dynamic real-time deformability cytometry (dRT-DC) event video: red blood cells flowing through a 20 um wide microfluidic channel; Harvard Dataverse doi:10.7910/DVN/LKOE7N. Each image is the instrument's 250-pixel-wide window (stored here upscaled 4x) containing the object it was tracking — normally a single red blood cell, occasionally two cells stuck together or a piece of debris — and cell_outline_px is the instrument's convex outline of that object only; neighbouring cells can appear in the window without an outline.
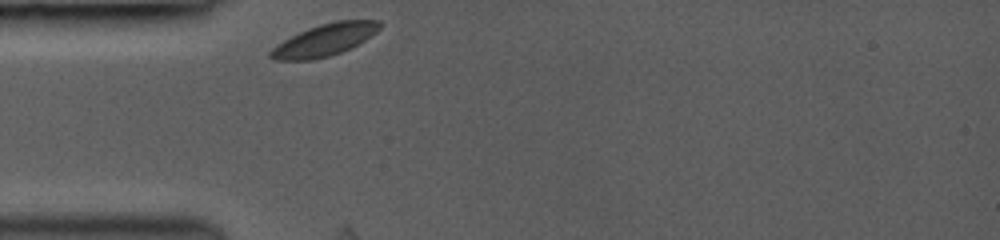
{"species": "common noctule bat (a hibernating species)", "species_latin": "Nyctalus noctula", "temperature_condition": "room temperature", "stored_images_in_passage": 31, "camera_frame_rate_fps": 3000, "um_per_image_px": 0.085, "animal": {"sex": "female", "body_mass_g": 19.0, "forearm_length_mm": 53.3}, "frame": {"image": 1, "passage_image": 1, "time_ms": 0.0, "image_size_px": [1000, 240], "cell_outline_px": [[384, 24], [376, 32], [364, 40], [340, 52], [328, 56], [312, 60], [272, 60], [268, 56], [268, 52], [276, 44], [308, 28], [320, 24], [336, 20], [380, 20]], "centroid_in_image_um": [27.57, 3.39], "position_along_channel_um": 57.4, "area_um2": 20.23}}